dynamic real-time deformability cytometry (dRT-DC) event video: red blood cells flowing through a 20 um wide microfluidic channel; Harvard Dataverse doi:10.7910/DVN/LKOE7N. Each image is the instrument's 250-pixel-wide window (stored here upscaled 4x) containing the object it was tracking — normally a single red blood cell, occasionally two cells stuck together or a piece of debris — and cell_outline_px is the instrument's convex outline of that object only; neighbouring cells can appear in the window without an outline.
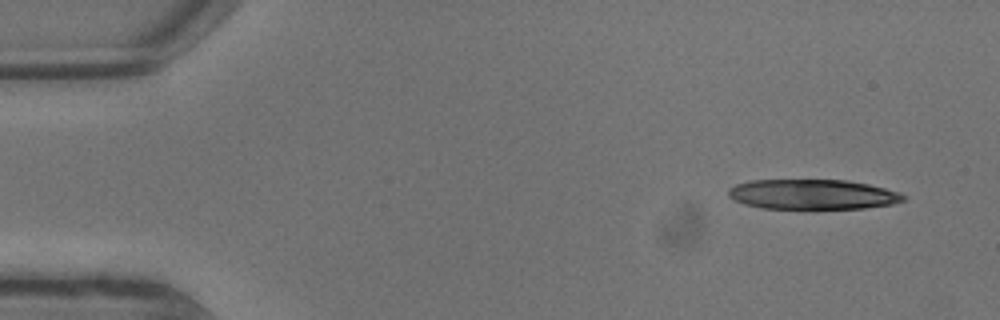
{"species": "common noctule bat (a hibernating species)", "species_latin": "Nyctalus noctula", "temperature_condition": "warm", "stored_images_in_passage": 10, "segment_of_instrument_passage": [1, 2], "camera_frame_rate_fps": 3000, "um_per_image_px": 0.085, "animal": {"sex": "male", "body_mass_g": 13.3}, "frame": {"image": 1, "passage_image": 1, "time_ms": 0.0, "image_size_px": [1000, 320], "cell_outline_px": [[908, 196], [904, 200], [892, 204], [864, 208], [804, 212], [760, 208], [744, 204], [728, 196], [728, 188], [736, 184], [748, 180], [848, 180], [868, 184], [900, 192]], "centroid_in_image_um": [69.05, 16.57], "position_along_channel_um": 15.9, "area_um2": 32.08}}